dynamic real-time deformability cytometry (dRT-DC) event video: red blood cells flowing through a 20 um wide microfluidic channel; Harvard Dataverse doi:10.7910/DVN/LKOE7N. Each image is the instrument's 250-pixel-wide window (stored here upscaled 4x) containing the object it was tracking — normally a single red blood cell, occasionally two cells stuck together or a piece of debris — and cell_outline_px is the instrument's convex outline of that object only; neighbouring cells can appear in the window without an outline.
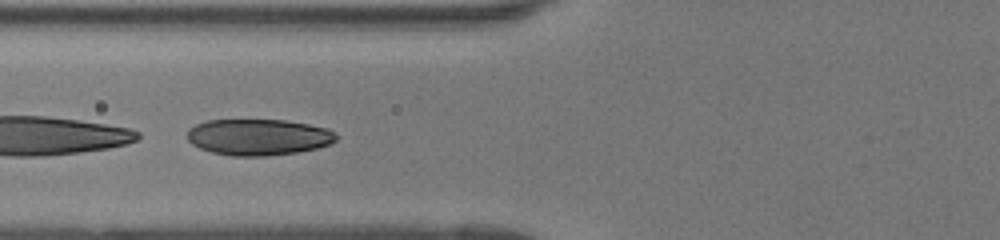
{"species": "human", "species_latin": "Homo sapiens", "temperature_condition": "room temperature", "stored_images_in_passage": 32, "camera_frame_rate_fps": 3000, "um_per_image_px": 0.085, "donor": {"sex": "female"}, "frame": {"image": 1, "passage_image": 5, "time_ms": 1.333, "image_size_px": [1000, 240], "cell_outline_px": [[336, 140], [332, 144], [316, 148], [296, 152], [268, 156], [228, 156], [212, 152], [200, 148], [192, 144], [188, 140], [188, 128], [196, 124], [208, 120], [284, 120], [308, 124], [328, 128], [336, 136]], "centroid_in_image_um": [21.95, 11.66], "position_along_channel_um": 103.9, "area_um2": 31.5}}
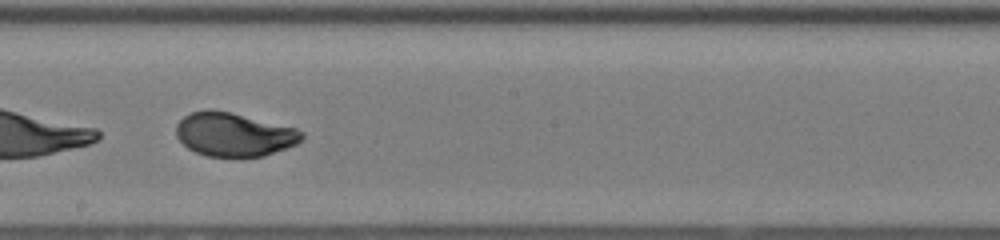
{"frame": {"image": 2, "passage_image": 14, "time_ms": 4.333, "image_size_px": [1000, 240], "cell_outline_px": [[304, 136], [296, 144], [264, 156], [240, 160], [208, 156], [196, 152], [188, 148], [176, 136], [176, 124], [184, 116], [192, 112], [208, 108], [212, 108], [232, 112], [296, 128], [304, 132]], "centroid_in_image_um": [19.88, 11.45], "position_along_channel_um": 228.3, "area_um2": 32.77}}
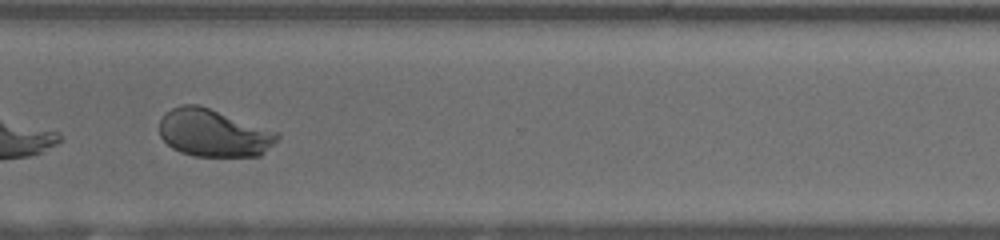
{"frame": {"image": 3, "passage_image": 23, "time_ms": 7.333, "image_size_px": [1000, 240], "cell_outline_px": [[280, 136], [260, 156], [192, 156], [180, 152], [172, 148], [160, 136], [160, 120], [164, 112], [180, 104], [196, 104], [280, 132]], "centroid_in_image_um": [18.13, 11.3], "position_along_channel_um": 352.5, "area_um2": 32.6}, "authors_computed_cell_mechanics": {"area_um2": 32.2235, "velocity_mm_per_s": 4.1453, "shape_relaxation_time_tau1_ms": 2.9966, "shape_relaxation_time_tau2_ms": null, "deformation_change_tau1": 0.1621, "deformation_change_tau2": null}}